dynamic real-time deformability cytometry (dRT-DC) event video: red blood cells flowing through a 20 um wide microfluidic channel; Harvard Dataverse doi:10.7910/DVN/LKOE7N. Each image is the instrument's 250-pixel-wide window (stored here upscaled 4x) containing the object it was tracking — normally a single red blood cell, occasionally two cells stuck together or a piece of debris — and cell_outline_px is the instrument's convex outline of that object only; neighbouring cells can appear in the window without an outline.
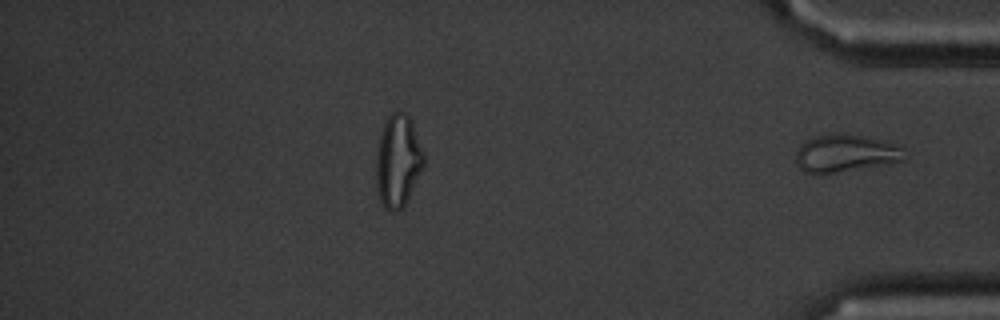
{"species": "common noctule bat (a hibernating species)", "species_latin": "Nyctalus noctula", "temperature_condition": "cold", "stored_images_in_passage": 32, "segment_of_instrument_passage": [2, 2], "camera_frame_rate_fps": 3000, "um_per_image_px": 0.085, "animal": {"sex": "male", "body_mass_g": 20.1, "forearm_length_mm": 53.5}, "frame": {"image": 1, "passage_image": 32, "time_ms": 10.333, "image_size_px": [1000, 320], "cell_outline_px": [[908, 160], [888, 164], [836, 172], [804, 172], [796, 164], [796, 152], [800, 144], [804, 140], [812, 136], [832, 132], [840, 132], [868, 136], [880, 140], [900, 148], [908, 156]], "centroid_in_image_um": [71.85, 12.99], "position_along_channel_um": 363.4, "area_um2": 23.99}}